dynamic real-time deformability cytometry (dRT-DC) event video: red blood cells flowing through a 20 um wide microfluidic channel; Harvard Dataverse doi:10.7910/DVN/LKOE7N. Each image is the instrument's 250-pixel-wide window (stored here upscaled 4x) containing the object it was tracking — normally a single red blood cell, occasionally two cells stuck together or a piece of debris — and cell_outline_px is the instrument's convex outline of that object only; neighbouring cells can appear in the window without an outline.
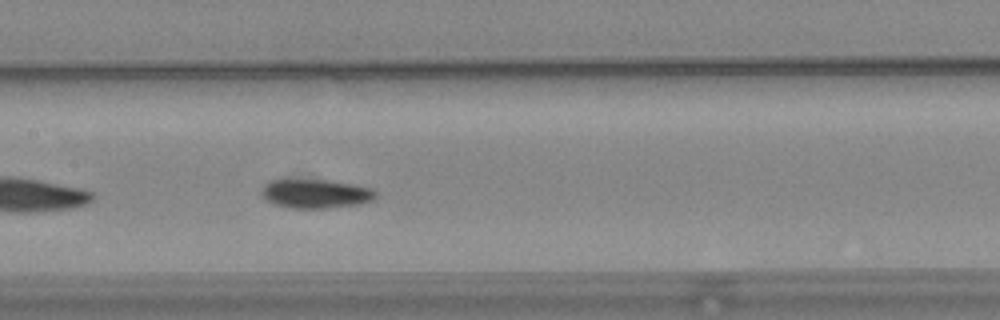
{"species": "common noctule bat (a hibernating species)", "species_latin": "Nyctalus noctula", "temperature_condition": "warm", "stored_images_in_passage": 40, "camera_frame_rate_fps": 3000, "um_per_image_px": 0.085, "animal": {"sex": "female", "body_mass_g": 24.6, "forearm_length_mm": 56.2}, "frame": {"image": 1, "passage_image": 11, "time_ms": 3.333, "image_size_px": [1000, 320], "cell_outline_px": [[376, 196], [372, 200], [360, 204], [328, 208], [284, 208], [272, 204], [264, 200], [260, 192], [264, 184], [272, 180], [328, 180], [352, 184], [372, 188], [376, 192]], "centroid_in_image_um": [26.78, 16.48], "position_along_channel_um": 180.6, "area_um2": 19.48}}
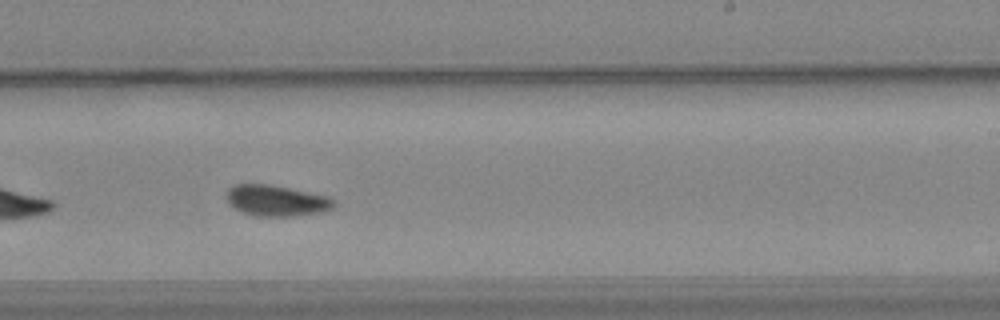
{"frame": {"image": 2, "passage_image": 18, "time_ms": 5.667, "image_size_px": [1000, 320], "cell_outline_px": [[336, 200], [332, 208], [320, 212], [296, 216], [256, 216], [244, 212], [228, 204], [228, 188], [236, 184], [272, 184], [328, 196]], "centroid_in_image_um": [23.52, 17.04], "position_along_channel_um": 265.5, "area_um2": 19.31}}
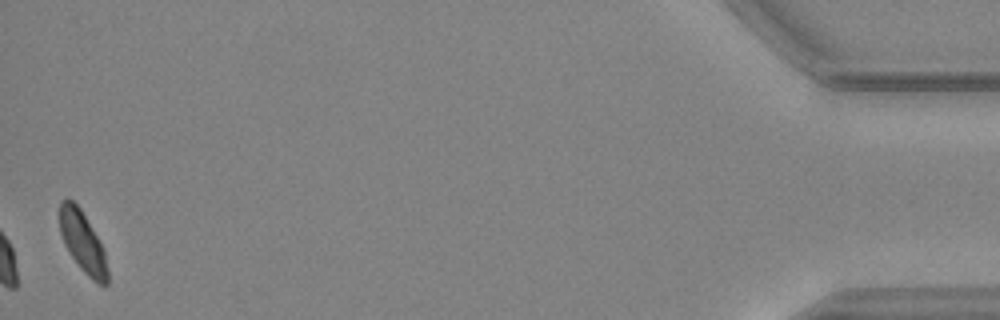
{"frame": {"image": 3, "passage_image": 39, "time_ms": 12.667, "image_size_px": [1000, 320], "cell_outline_px": [[108, 284], [100, 284], [92, 280], [80, 268], [64, 244], [60, 232], [60, 200], [68, 196], [80, 208], [104, 248], [108, 272]], "centroid_in_image_um": [7.03, 20.55], "position_along_channel_um": 428.2, "area_um2": 16.94}, "authors_computed_cell_mechanics": {"area_um2": 18.8717, "velocity_mm_per_s": 3.6469, "shape_relaxation_time_tau1_ms": 6.5857, "shape_relaxation_time_tau2_ms": 3.1808, "deformation_change_tau1": 0.135, "deformation_change_tau2": 0.0649}}